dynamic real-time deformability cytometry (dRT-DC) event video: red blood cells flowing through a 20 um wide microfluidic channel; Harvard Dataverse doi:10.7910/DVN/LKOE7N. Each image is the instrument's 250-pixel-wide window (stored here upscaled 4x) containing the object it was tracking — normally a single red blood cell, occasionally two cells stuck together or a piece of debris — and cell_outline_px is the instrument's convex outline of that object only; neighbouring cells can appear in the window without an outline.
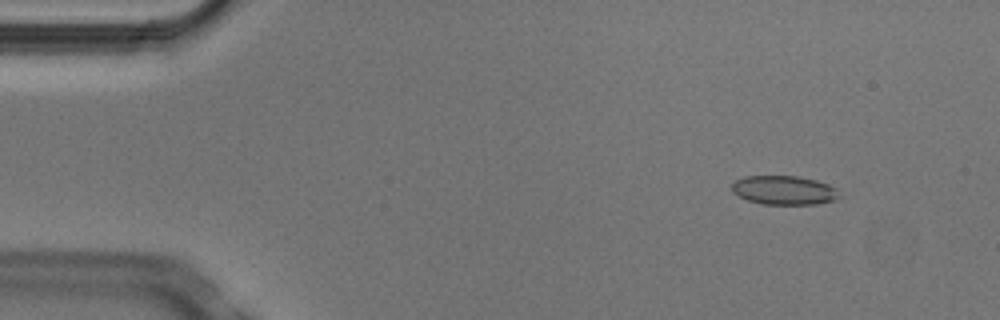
{"species": "Egyptian fruit bat (a non-hibernating species)", "species_latin": "Rousettus aegyptiacus", "temperature_condition": "cold", "stored_images_in_passage": 3, "camera_frame_rate_fps": 3000, "um_per_image_px": 0.085, "animal": {"sex": "male"}, "frame": {"image": 1, "passage_image": 1, "time_ms": 0.0, "image_size_px": [1000, 320], "cell_outline_px": [[840, 196], [836, 200], [816, 204], [764, 204], [748, 200], [732, 192], [732, 184], [736, 180], [744, 176], [796, 176], [816, 180], [828, 184], [836, 188]], "centroid_in_image_um": [66.66, 16.16], "position_along_channel_um": 18.3, "area_um2": 18.09}}